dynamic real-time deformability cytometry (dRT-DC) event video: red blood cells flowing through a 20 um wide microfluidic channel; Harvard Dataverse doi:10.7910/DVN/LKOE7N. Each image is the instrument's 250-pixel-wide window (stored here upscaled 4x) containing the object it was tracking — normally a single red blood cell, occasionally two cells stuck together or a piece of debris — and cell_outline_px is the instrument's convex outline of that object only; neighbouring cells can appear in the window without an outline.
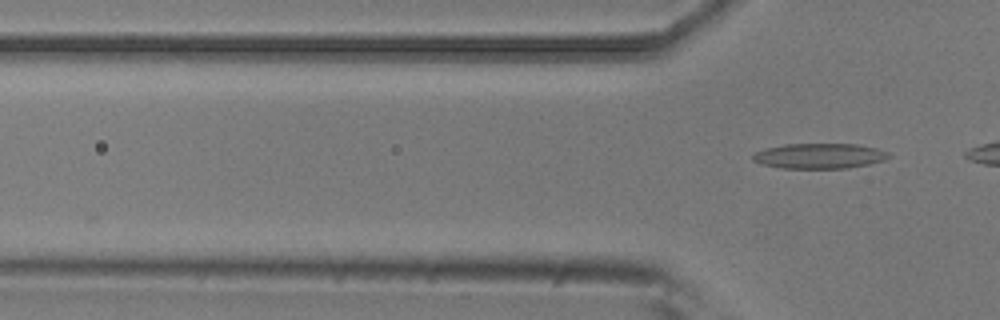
{"species": "common noctule bat (a hibernating species)", "species_latin": "Nyctalus noctula", "temperature_condition": "room temperature", "stored_images_in_passage": 3, "camera_frame_rate_fps": 3000, "um_per_image_px": 0.085, "animal": {"sex": "male", "body_mass_g": 20.5, "forearm_length_mm": 52.5}, "frame": {"image": 1, "passage_image": 3, "time_ms": 0.667, "image_size_px": [1000, 320], "cell_outline_px": [[892, 156], [884, 160], [868, 164], [848, 168], [780, 168], [760, 164], [752, 160], [752, 156], [756, 152], [764, 148], [784, 144], [856, 144], [876, 148], [888, 152]], "centroid_in_image_um": [69.63, 13.25], "position_along_channel_um": 56.2, "area_um2": 20.06}}